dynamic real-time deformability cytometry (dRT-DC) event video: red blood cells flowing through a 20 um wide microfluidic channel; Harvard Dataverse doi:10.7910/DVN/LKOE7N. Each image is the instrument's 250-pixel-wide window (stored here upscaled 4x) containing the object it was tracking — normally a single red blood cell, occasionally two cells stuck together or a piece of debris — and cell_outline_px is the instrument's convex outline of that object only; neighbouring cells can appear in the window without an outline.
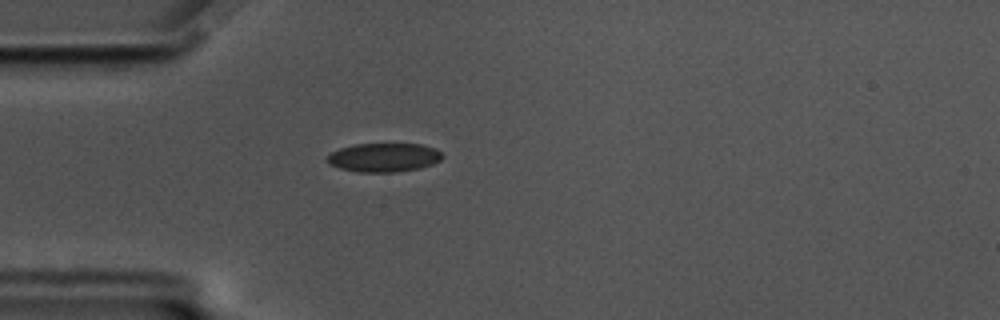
{"species": "common noctule bat (a hibernating species)", "species_latin": "Nyctalus noctula", "temperature_condition": "cold", "stored_images_in_passage": 58, "camera_frame_rate_fps": 3000, "um_per_image_px": 0.085, "animal": {"sex": "male", "body_mass_g": 17.5, "forearm_length_mm": 52.3}, "frame": {"image": 1, "passage_image": 16, "time_ms": 5.0, "image_size_px": [1000, 320], "cell_outline_px": [[444, 156], [440, 160], [432, 164], [420, 168], [396, 172], [360, 172], [340, 168], [328, 164], [324, 156], [340, 148], [356, 144], [420, 144], [436, 148]], "centroid_in_image_um": [32.61, 13.38], "position_along_channel_um": 52.4, "area_um2": 19.42}}
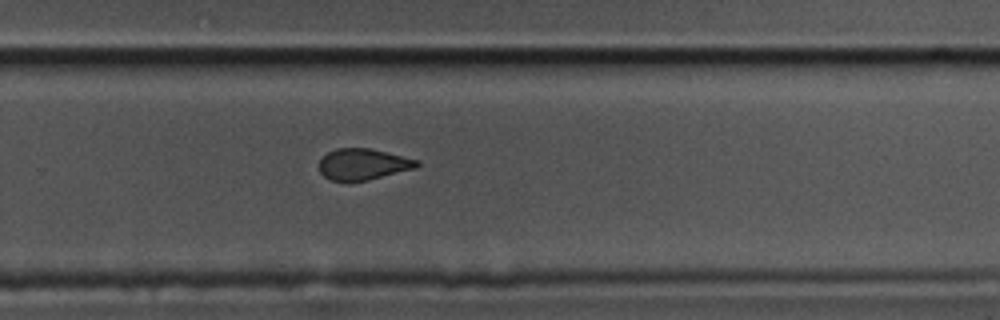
{"frame": {"image": 2, "passage_image": 38, "time_ms": 12.333, "image_size_px": [1000, 320], "cell_outline_px": [[420, 164], [416, 168], [368, 180], [328, 180], [320, 172], [320, 160], [328, 152], [336, 148], [368, 148], [420, 160]], "centroid_in_image_um": [30.88, 13.95], "position_along_channel_um": 298.9, "area_um2": 17.57}}
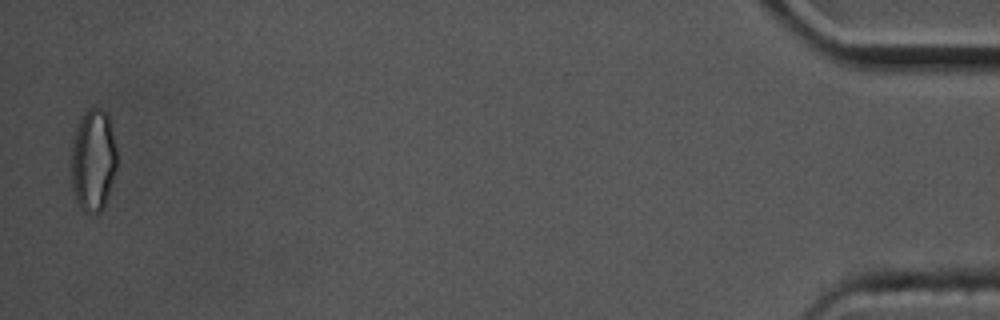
{"frame": {"image": 3, "passage_image": 57, "time_ms": 18.667, "image_size_px": [1000, 320], "cell_outline_px": [[116, 168], [108, 196], [104, 208], [100, 212], [92, 212], [80, 208], [76, 200], [72, 184], [72, 144], [76, 128], [80, 120], [88, 108], [100, 108], [108, 112], [116, 148]], "centroid_in_image_um": [7.94, 13.6], "position_along_channel_um": 427.3, "area_um2": 26.99}, "authors_computed_cell_mechanics": {"area_um2": 19.4786, "velocity_mm_per_s": 3.4719, "shape_relaxation_time_tau1_ms": 7.8854, "shape_relaxation_time_tau2_ms": 2.1068, "deformation_change_tau1": 0.1307, "deformation_change_tau2": 0.07}}